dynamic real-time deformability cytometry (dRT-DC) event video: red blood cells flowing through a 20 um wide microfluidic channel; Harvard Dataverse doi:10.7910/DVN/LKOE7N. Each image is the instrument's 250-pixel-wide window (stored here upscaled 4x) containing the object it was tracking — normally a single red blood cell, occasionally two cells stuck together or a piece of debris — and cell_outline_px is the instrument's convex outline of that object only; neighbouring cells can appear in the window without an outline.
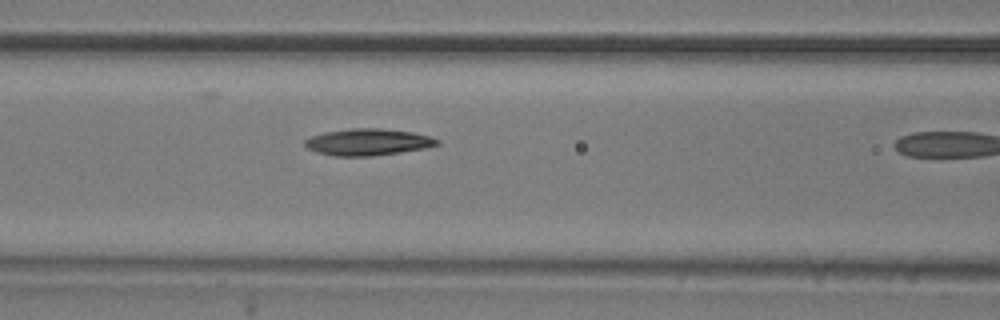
{"species": "common noctule bat (a hibernating species)", "species_latin": "Nyctalus noctula", "temperature_condition": "room temperature", "stored_images_in_passage": 10, "camera_frame_rate_fps": 3000, "um_per_image_px": 0.085, "animal": {"sex": "male", "body_mass_g": 20.5, "forearm_length_mm": 52.5}, "frame": {"image": 1, "passage_image": 9, "time_ms": 2.667, "image_size_px": [1000, 320], "cell_outline_px": [[440, 144], [424, 148], [400, 152], [372, 156], [332, 156], [316, 152], [308, 148], [304, 144], [304, 140], [312, 136], [324, 132], [352, 128], [380, 128], [412, 132], [428, 136], [440, 140]], "centroid_in_image_um": [31.25, 12.07], "position_along_channel_um": 135.3, "area_um2": 20.52}}